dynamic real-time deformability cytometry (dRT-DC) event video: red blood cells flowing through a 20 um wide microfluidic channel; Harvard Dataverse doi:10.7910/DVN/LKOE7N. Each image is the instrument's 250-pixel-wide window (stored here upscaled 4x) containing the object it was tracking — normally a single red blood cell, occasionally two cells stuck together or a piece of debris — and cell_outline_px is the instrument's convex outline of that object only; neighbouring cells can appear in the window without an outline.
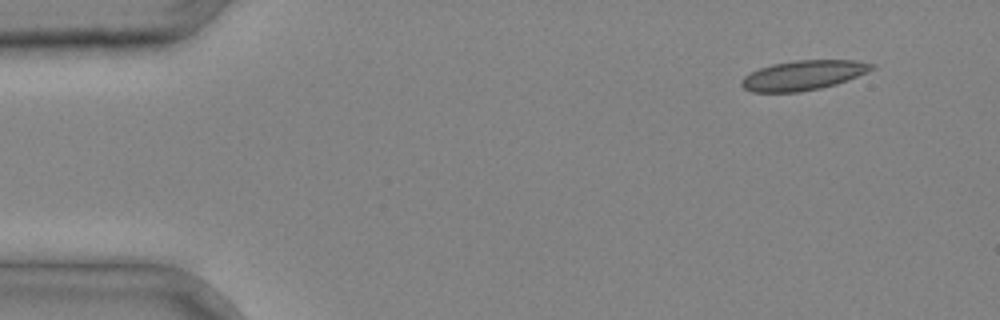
{"species": "common noctule bat (a hibernating species)", "species_latin": "Nyctalus noctula", "temperature_condition": "cold", "stored_images_in_passage": 3, "camera_frame_rate_fps": 3000, "um_per_image_px": 0.085, "animal": {"sex": "male", "body_mass_g": 20.4}, "frame": {"image": 1, "passage_image": 1, "time_ms": 0.0, "image_size_px": [1000, 320], "cell_outline_px": [[876, 68], [868, 72], [836, 84], [820, 88], [800, 92], [752, 92], [744, 88], [740, 84], [740, 80], [744, 76], [760, 68], [772, 64], [796, 60], [856, 60], [876, 64]], "centroid_in_image_um": [68.3, 6.39], "position_along_channel_um": 16.7, "area_um2": 22.6}}
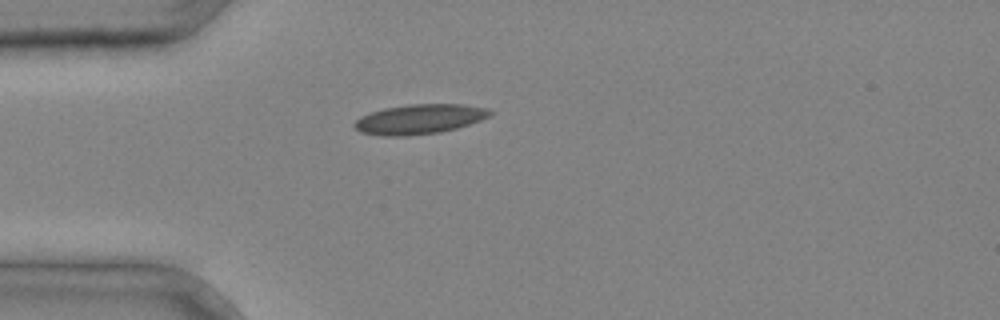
{"frame": {"image": 2, "passage_image": 3, "time_ms": 0.667, "image_size_px": [1000, 320], "cell_outline_px": [[496, 112], [480, 120], [456, 128], [440, 132], [404, 136], [380, 136], [360, 132], [352, 124], [360, 116], [384, 108], [408, 104], [464, 104], [488, 108]], "centroid_in_image_um": [35.65, 10.12], "position_along_channel_um": 49.4, "area_um2": 23.58}}